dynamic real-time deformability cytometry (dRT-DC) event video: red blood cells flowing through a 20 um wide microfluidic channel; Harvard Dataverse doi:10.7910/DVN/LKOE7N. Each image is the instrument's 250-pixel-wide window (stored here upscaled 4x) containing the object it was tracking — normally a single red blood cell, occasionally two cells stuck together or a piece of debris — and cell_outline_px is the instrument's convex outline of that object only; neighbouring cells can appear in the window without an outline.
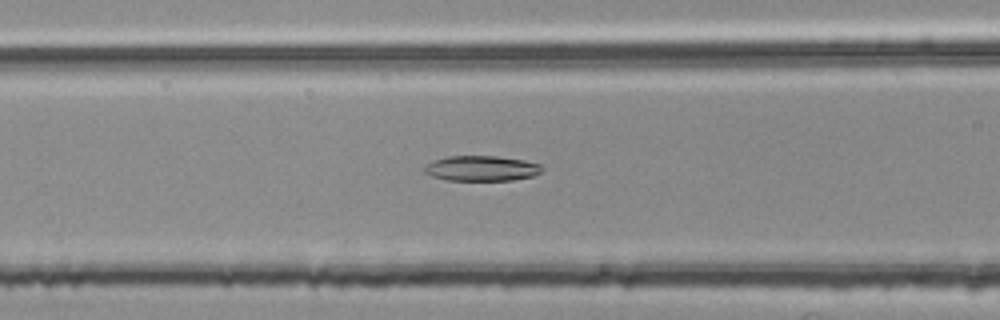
{"species": "common noctule bat (a hibernating species)", "species_latin": "Nyctalus noctula", "temperature_condition": "room temperature", "stored_images_in_passage": 30, "camera_frame_rate_fps": 3000, "um_per_image_px": 0.085, "animal": {"sex": "female", "body_mass_g": 25.1}, "frame": {"image": 1, "passage_image": 21, "time_ms": 6.667, "image_size_px": [1000, 320], "cell_outline_px": [[544, 168], [540, 172], [532, 176], [512, 180], [448, 180], [432, 176], [424, 172], [424, 168], [428, 164], [436, 160], [448, 156], [496, 156], [524, 160], [540, 164]], "centroid_in_image_um": [40.96, 14.31], "position_along_channel_um": 125.6, "area_um2": 17.11}}